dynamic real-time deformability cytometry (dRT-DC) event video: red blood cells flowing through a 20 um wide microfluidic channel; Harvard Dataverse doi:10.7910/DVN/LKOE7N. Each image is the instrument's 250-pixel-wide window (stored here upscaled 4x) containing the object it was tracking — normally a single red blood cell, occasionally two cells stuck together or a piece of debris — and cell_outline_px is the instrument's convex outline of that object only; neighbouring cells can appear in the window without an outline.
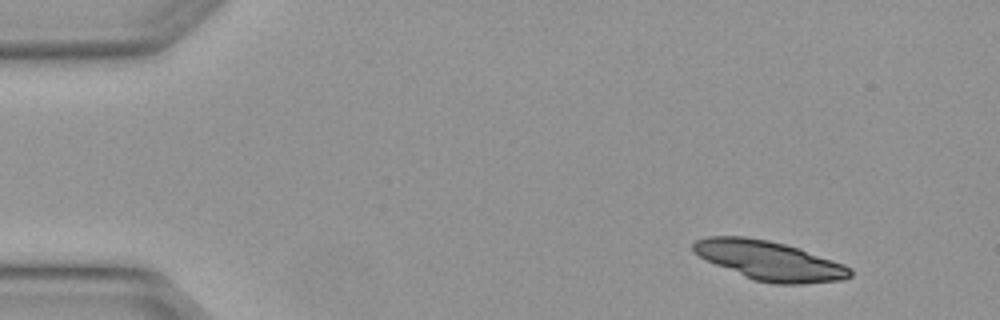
{"species": "Egyptian fruit bat (a non-hibernating species)", "species_latin": "Rousettus aegyptiacus", "temperature_condition": "warm", "stored_images_in_passage": 7, "camera_frame_rate_fps": 3000, "um_per_image_px": 0.085, "animal": {"sex": "female"}, "frame": {"image": 1, "passage_image": 1, "time_ms": 0.0, "image_size_px": [1000, 320], "cell_outline_px": [[852, 276], [840, 280], [804, 284], [772, 284], [752, 280], [704, 260], [692, 252], [692, 244], [696, 240], [708, 236], [744, 236], [768, 240], [800, 248], [844, 264], [852, 268]], "centroid_in_image_um": [65.37, 22.15], "position_along_channel_um": 19.6, "area_um2": 36.24}}